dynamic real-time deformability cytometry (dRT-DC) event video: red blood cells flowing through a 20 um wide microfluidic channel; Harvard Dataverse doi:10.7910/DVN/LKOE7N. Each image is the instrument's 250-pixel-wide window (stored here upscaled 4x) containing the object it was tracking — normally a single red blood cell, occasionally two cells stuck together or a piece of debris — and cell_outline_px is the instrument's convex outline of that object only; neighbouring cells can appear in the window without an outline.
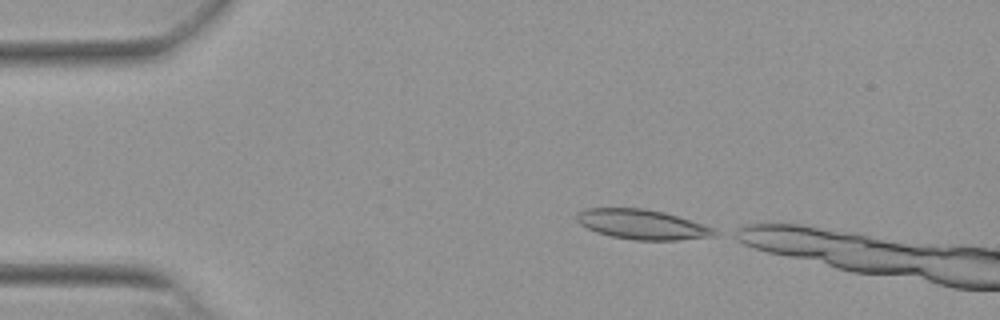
{"species": "Egyptian fruit bat (a non-hibernating species)", "species_latin": "Rousettus aegyptiacus", "temperature_condition": "warm", "stored_images_in_passage": 5, "camera_frame_rate_fps": 3000, "um_per_image_px": 0.085, "animal": {"sex": "female"}, "frame": {"image": 1, "passage_image": 1, "time_ms": 0.0, "image_size_px": [1000, 320], "cell_outline_px": [[720, 236], [680, 240], [632, 240], [612, 236], [596, 232], [580, 224], [576, 220], [576, 212], [588, 208], [644, 208], [664, 212], [712, 228], [720, 232]], "centroid_in_image_um": [54.58, 19.08], "position_along_channel_um": 30.4, "area_um2": 23.93}}